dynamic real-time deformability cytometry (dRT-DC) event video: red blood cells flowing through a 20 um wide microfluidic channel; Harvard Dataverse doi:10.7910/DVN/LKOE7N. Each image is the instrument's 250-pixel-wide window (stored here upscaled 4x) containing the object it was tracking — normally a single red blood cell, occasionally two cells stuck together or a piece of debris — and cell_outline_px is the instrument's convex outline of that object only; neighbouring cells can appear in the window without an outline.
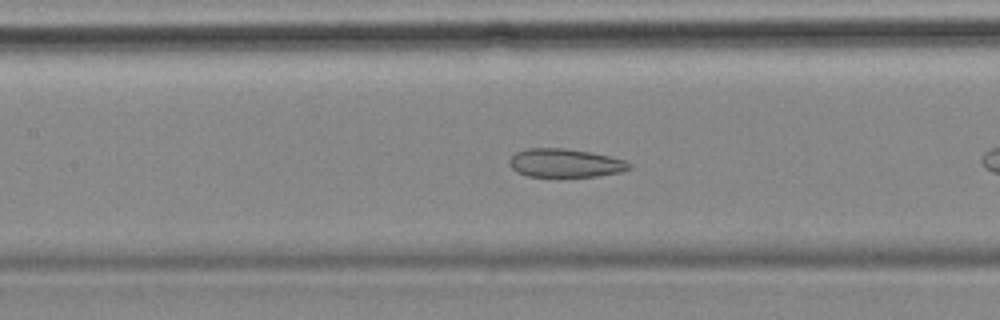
{"species": "common noctule bat (a hibernating species)", "species_latin": "Nyctalus noctula", "temperature_condition": "cold", "stored_images_in_passage": 11, "camera_frame_rate_fps": 3000, "um_per_image_px": 0.085, "animal": {"sex": "female", "body_mass_g": 18.4}, "frame": {"image": 1, "passage_image": 10, "time_ms": 3.0, "image_size_px": [1000, 320], "cell_outline_px": [[632, 168], [620, 172], [596, 176], [528, 176], [516, 172], [508, 164], [508, 160], [516, 152], [524, 148], [564, 148], [592, 152], [624, 160], [632, 164]], "centroid_in_image_um": [48.01, 13.85], "position_along_channel_um": 159.4, "area_um2": 19.94}}